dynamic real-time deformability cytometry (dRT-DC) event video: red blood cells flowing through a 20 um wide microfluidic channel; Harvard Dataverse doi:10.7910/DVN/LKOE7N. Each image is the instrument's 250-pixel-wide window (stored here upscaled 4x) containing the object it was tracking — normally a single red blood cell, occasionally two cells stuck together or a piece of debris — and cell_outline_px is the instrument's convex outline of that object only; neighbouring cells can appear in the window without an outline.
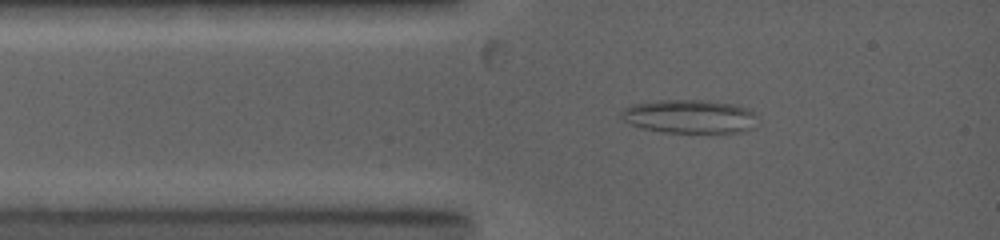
{"species": "common noctule bat (a hibernating species)", "species_latin": "Nyctalus noctula", "temperature_condition": "warm", "stored_images_in_passage": 4, "camera_frame_rate_fps": 5000, "um_per_image_px": 0.085, "animal": {"sex": "female", "body_mass_g": 19.0, "forearm_length_mm": 53.3}, "frame": {"image": 1, "passage_image": 3, "time_ms": 1.2, "image_size_px": [1000, 240], "cell_outline_px": [[756, 116], [752, 128], [740, 132], [660, 132], [628, 124], [620, 116], [620, 112], [624, 108], [632, 104], [660, 100], [708, 100], [736, 104], [748, 108]], "centroid_in_image_um": [58.58, 9.89], "position_along_channel_um": 26.4, "area_um2": 26.7}}